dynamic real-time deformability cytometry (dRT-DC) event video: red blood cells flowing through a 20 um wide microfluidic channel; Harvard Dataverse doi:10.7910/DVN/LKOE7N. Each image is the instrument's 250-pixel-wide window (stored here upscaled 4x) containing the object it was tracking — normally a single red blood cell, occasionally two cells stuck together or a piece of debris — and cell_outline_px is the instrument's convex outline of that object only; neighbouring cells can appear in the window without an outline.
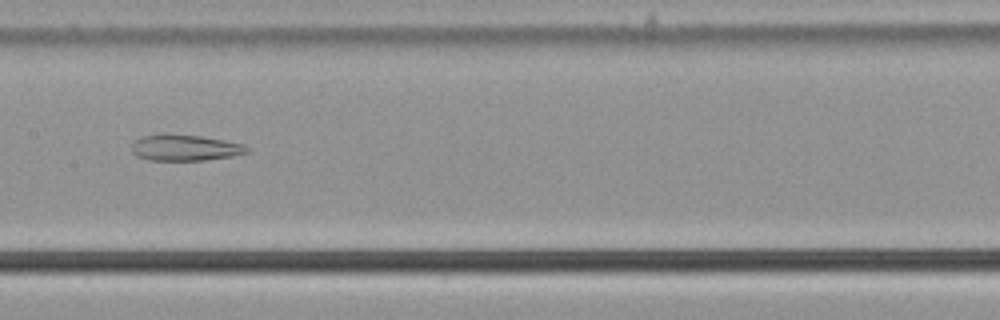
{"species": "common noctule bat (a hibernating species)", "species_latin": "Nyctalus noctula", "temperature_condition": "cold", "stored_images_in_passage": 31, "camera_frame_rate_fps": 3000, "um_per_image_px": 0.085, "animal": {"sex": "male", "body_mass_g": 21.5, "forearm_length_mm": 52.0}, "frame": {"image": 1, "passage_image": 8, "time_ms": 2.333, "image_size_px": [1000, 320], "cell_outline_px": [[248, 152], [232, 156], [204, 160], [148, 160], [136, 156], [132, 152], [132, 144], [140, 136], [160, 132], [168, 132], [200, 136], [224, 140], [244, 144], [248, 148]], "centroid_in_image_um": [15.66, 12.53], "position_along_channel_um": 191.7, "area_um2": 17.92}}
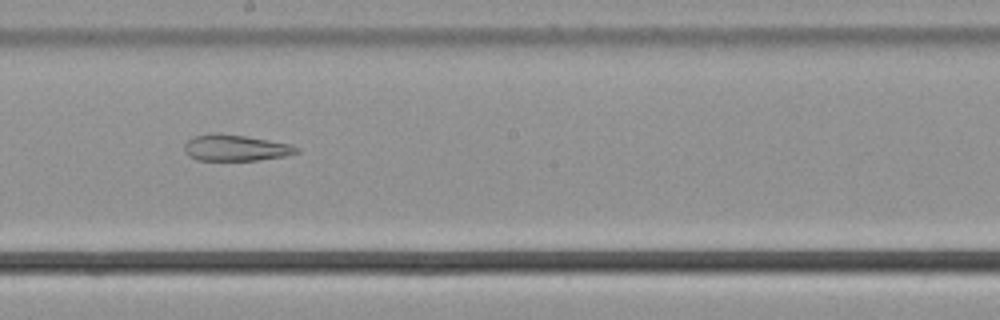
{"frame": {"image": 2, "passage_image": 11, "time_ms": 3.333, "image_size_px": [1000, 320], "cell_outline_px": [[300, 152], [288, 156], [256, 160], [196, 160], [188, 156], [184, 152], [184, 144], [192, 136], [208, 132], [216, 132], [244, 136], [292, 144], [300, 148]], "centroid_in_image_um": [20.0, 12.56], "position_along_channel_um": 228.2, "area_um2": 17.51}}
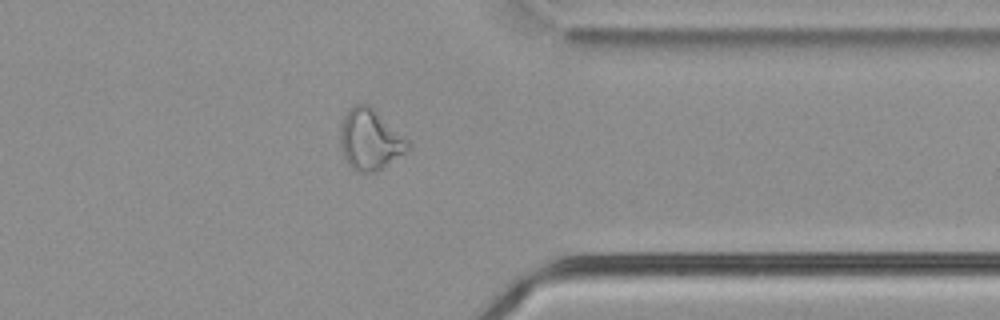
{"frame": {"image": 3, "passage_image": 24, "time_ms": 7.667, "image_size_px": [1000, 320], "cell_outline_px": [[412, 148], [376, 172], [356, 172], [348, 164], [344, 156], [340, 144], [340, 128], [344, 116], [348, 108], [356, 104], [368, 104], [408, 140], [412, 144]], "centroid_in_image_um": [31.45, 11.88], "position_along_channel_um": 380.0, "area_um2": 23.87}}